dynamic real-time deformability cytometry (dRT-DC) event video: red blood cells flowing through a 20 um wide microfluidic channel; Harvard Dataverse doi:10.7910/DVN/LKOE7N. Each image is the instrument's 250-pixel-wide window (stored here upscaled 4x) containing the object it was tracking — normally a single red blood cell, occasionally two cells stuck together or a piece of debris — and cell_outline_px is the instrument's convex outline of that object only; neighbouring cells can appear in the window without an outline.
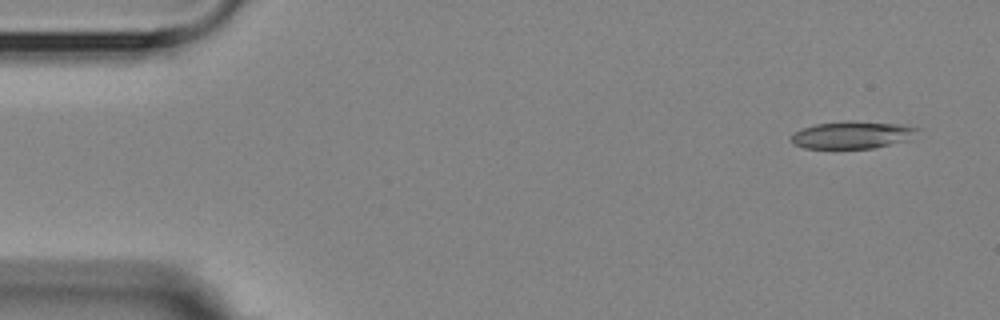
{"species": "Egyptian fruit bat (a non-hibernating species)", "species_latin": "Rousettus aegyptiacus", "temperature_condition": "room temperature", "stored_images_in_passage": 4, "camera_frame_rate_fps": 3000, "um_per_image_px": 0.085, "animal": {"sex": "female"}, "frame": {"image": 1, "passage_image": 1, "time_ms": 0.0, "image_size_px": [1000, 320], "cell_outline_px": [[920, 128], [912, 140], [872, 148], [804, 148], [792, 144], [792, 136], [796, 132], [804, 128], [816, 124], [844, 120], [852, 120], [904, 124]], "centroid_in_image_um": [72.53, 11.45], "position_along_channel_um": 12.5, "area_um2": 20.4}}
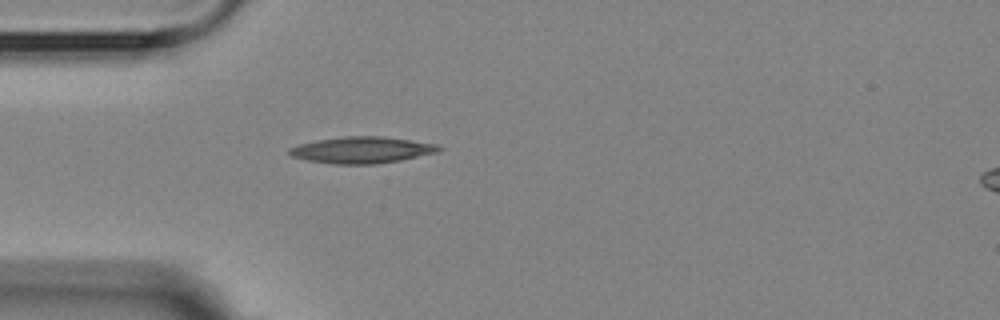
{"frame": {"image": 2, "passage_image": 4, "time_ms": 4.0, "image_size_px": [1000, 320], "cell_outline_px": [[444, 148], [436, 152], [400, 160], [376, 164], [336, 164], [308, 160], [292, 156], [288, 152], [288, 148], [300, 144], [316, 140], [344, 136], [384, 136], [436, 144]], "centroid_in_image_um": [30.75, 12.74], "position_along_channel_um": 54.3, "area_um2": 22.89}}